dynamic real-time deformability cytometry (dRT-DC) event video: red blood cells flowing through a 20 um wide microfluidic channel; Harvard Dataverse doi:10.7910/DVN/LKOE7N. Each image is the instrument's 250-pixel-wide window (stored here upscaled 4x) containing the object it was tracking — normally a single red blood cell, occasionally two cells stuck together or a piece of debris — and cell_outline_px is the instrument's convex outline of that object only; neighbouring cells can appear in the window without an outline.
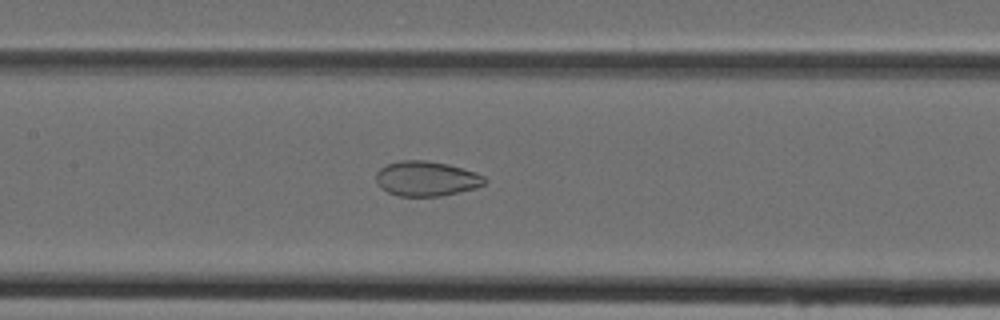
{"species": "Egyptian fruit bat (a non-hibernating species)", "species_latin": "Rousettus aegyptiacus", "temperature_condition": "cold", "stored_images_in_passage": 41, "camera_frame_rate_fps": 3000, "um_per_image_px": 0.085, "animal": {"sex": "female"}, "frame": {"image": 1, "passage_image": 22, "time_ms": 7.0, "image_size_px": [1000, 320], "cell_outline_px": [[488, 180], [484, 184], [476, 188], [440, 196], [400, 196], [388, 192], [380, 188], [376, 180], [376, 172], [380, 168], [388, 164], [400, 160], [424, 160], [448, 164], [476, 172], [484, 176]], "centroid_in_image_um": [36.25, 15.18], "position_along_channel_um": 171.2, "area_um2": 22.14}}
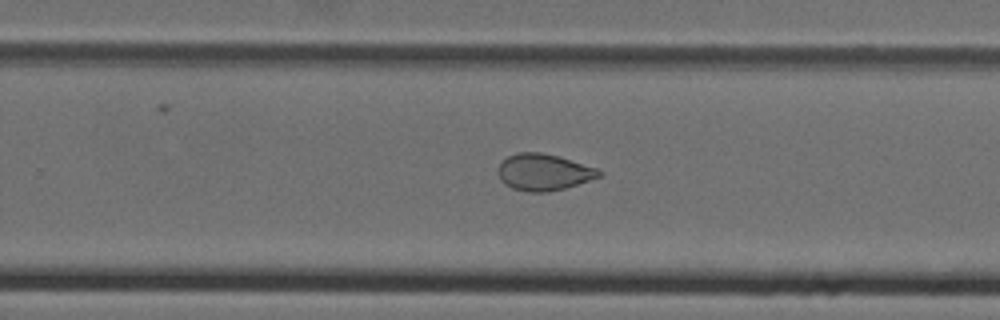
{"frame": {"image": 2, "passage_image": 30, "time_ms": 9.667, "image_size_px": [1000, 320], "cell_outline_px": [[600, 176], [564, 188], [548, 192], [528, 192], [512, 188], [504, 184], [500, 180], [496, 172], [496, 168], [508, 156], [516, 152], [540, 152], [560, 156], [596, 168], [600, 172]], "centroid_in_image_um": [46.14, 14.63], "position_along_channel_um": 283.7, "area_um2": 21.5}}
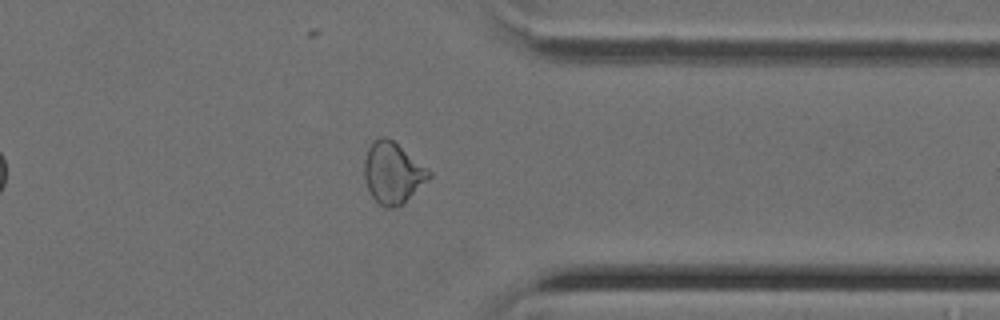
{"frame": {"image": 3, "passage_image": 37, "time_ms": 12.0, "image_size_px": [1000, 320], "cell_outline_px": [[432, 176], [404, 204], [392, 208], [384, 208], [372, 196], [368, 188], [364, 176], [364, 160], [368, 148], [372, 140], [380, 136], [388, 136], [432, 172]], "centroid_in_image_um": [33.38, 14.69], "position_along_channel_um": 378.0, "area_um2": 23.24}}